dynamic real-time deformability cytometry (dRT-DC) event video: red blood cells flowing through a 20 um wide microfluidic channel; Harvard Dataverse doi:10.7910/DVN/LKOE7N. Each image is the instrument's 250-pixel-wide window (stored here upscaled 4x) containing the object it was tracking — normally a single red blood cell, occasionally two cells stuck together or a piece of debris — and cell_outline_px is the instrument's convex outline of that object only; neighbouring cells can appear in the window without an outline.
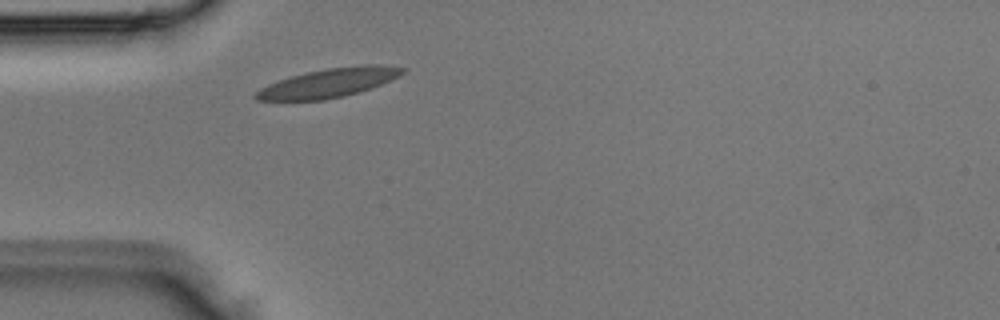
{"species": "Egyptian fruit bat (a non-hibernating species)", "species_latin": "Rousettus aegyptiacus", "temperature_condition": "room temperature", "stored_images_in_passage": 1, "camera_frame_rate_fps": 3000, "um_per_image_px": 0.085, "animal": {"sex": "male"}, "frame": {"image": 1, "passage_image": 1, "time_ms": 0.0, "image_size_px": [1000, 320], "cell_outline_px": [[408, 68], [400, 76], [372, 88], [344, 96], [324, 100], [256, 100], [252, 96], [260, 88], [268, 84], [292, 76], [308, 72], [328, 68], [364, 64], [376, 64]], "centroid_in_image_um": [27.98, 7.04], "position_along_channel_um": 57.0, "area_um2": 24.68}}